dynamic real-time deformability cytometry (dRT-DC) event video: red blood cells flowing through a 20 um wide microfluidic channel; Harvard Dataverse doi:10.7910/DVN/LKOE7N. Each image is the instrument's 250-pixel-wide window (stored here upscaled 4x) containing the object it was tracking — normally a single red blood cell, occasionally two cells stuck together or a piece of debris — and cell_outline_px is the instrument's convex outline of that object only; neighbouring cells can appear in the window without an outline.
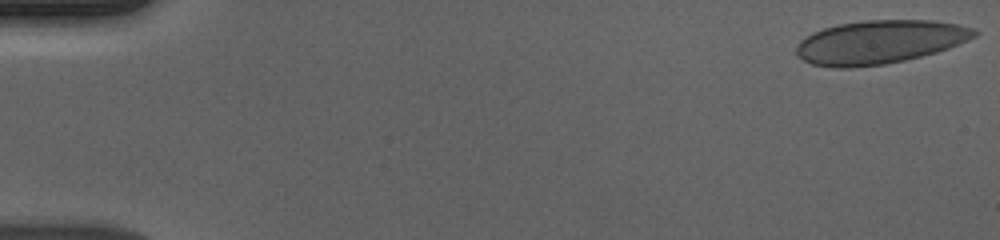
{"species": "human", "species_latin": "Homo sapiens", "temperature_condition": "cold", "stored_images_in_passage": 56, "camera_frame_rate_fps": 3000, "um_per_image_px": 0.085, "donor": {"sex": "male"}, "frame": {"image": 1, "passage_image": 1, "time_ms": 0.0, "image_size_px": [1000, 240], "cell_outline_px": [[980, 32], [976, 36], [948, 48], [936, 52], [904, 60], [884, 64], [848, 68], [840, 68], [812, 64], [804, 60], [796, 52], [796, 48], [800, 40], [824, 28], [840, 24], [868, 20], [932, 20], [956, 24], [972, 28]], "centroid_in_image_um": [74.79, 3.57], "position_along_channel_um": 10.2, "area_um2": 44.56}}
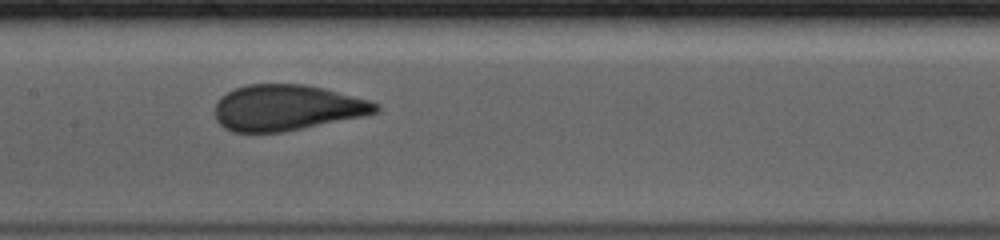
{"frame": {"image": 2, "passage_image": 28, "time_ms": 9.0, "image_size_px": [1000, 240], "cell_outline_px": [[380, 112], [364, 116], [284, 132], [232, 132], [224, 128], [216, 120], [216, 104], [220, 96], [236, 88], [248, 84], [304, 84], [324, 88], [368, 100], [380, 104]], "centroid_in_image_um": [24.4, 9.16], "position_along_channel_um": 183.0, "area_um2": 43.0}}
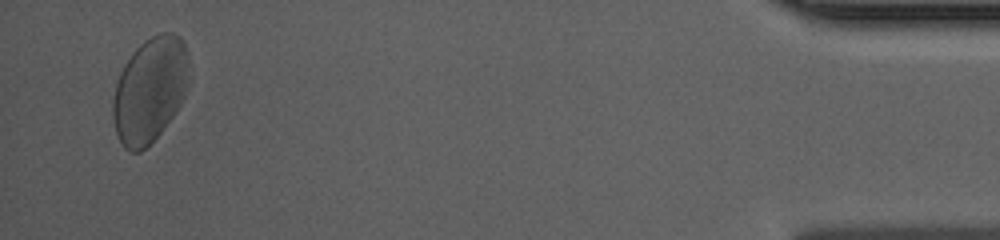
{"frame": {"image": 3, "passage_image": 54, "time_ms": 17.667, "image_size_px": [1000, 240], "cell_outline_px": [[188, 84], [184, 96], [180, 104], [172, 116], [160, 132], [140, 152], [128, 152], [124, 148], [116, 132], [112, 116], [112, 104], [116, 84], [120, 72], [124, 64], [132, 52], [144, 40], [160, 32], [172, 32], [180, 36], [188, 52]], "centroid_in_image_um": [12.73, 7.61], "position_along_channel_um": 422.5, "area_um2": 46.59}, "authors_computed_cell_mechanics": {"area_um2": 43.8413, "velocity_mm_per_s": 3.6343, "shape_relaxation_time_tau1_ms": 4.0716, "shape_relaxation_time_tau2_ms": null, "deformation_change_tau1": 0.1161, "deformation_change_tau2": null}}